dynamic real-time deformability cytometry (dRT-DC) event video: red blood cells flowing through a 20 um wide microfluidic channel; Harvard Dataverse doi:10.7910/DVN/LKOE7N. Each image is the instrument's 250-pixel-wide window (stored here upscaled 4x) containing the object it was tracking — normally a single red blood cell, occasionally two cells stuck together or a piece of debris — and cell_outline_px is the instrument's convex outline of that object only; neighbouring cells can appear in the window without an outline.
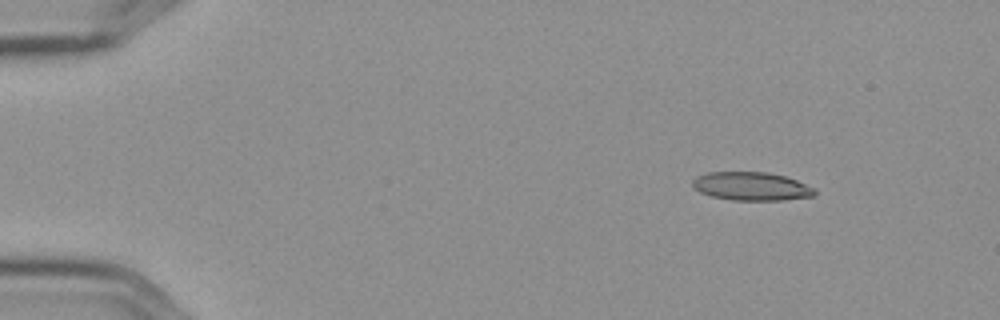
{"species": "Egyptian fruit bat (a non-hibernating species)", "species_latin": "Rousettus aegyptiacus", "temperature_condition": "cold", "stored_images_in_passage": 5, "camera_frame_rate_fps": 3000, "um_per_image_px": 0.085, "frame": {"image": 1, "passage_image": 3, "time_ms": 0.667, "image_size_px": [1000, 320], "cell_outline_px": [[816, 192], [812, 196], [784, 200], [732, 200], [712, 196], [700, 192], [692, 184], [692, 180], [696, 176], [708, 172], [768, 172], [784, 176], [796, 180], [816, 188]], "centroid_in_image_um": [63.87, 15.83], "position_along_channel_um": 21.1, "area_um2": 20.17}}